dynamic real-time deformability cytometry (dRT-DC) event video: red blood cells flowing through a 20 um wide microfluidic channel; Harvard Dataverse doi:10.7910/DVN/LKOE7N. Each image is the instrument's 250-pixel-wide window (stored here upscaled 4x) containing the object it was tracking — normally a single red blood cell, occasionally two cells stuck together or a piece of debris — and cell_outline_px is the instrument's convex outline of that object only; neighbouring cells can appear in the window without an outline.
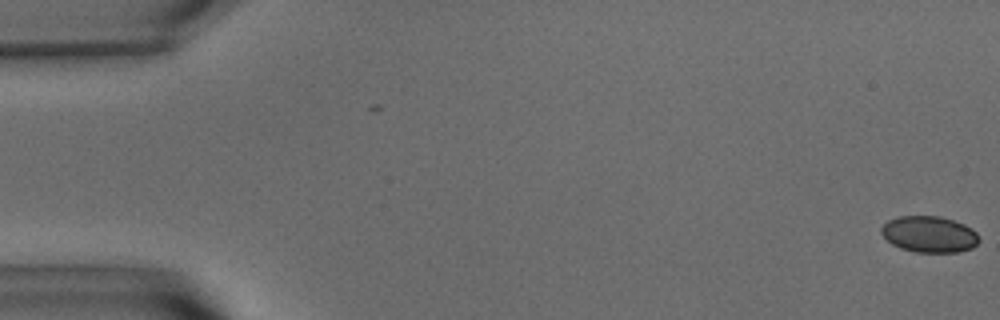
{"species": "common noctule bat (a hibernating species)", "species_latin": "Nyctalus noctula", "temperature_condition": "warm", "stored_images_in_passage": 2, "camera_frame_rate_fps": 3000, "um_per_image_px": 0.085, "animal": {"sex": "male", "body_mass_g": 15.6}, "frame": {"image": 1, "passage_image": 2, "time_ms": 0.333, "image_size_px": [1000, 320], "cell_outline_px": [[980, 240], [972, 248], [956, 252], [916, 252], [900, 248], [892, 244], [880, 232], [880, 228], [888, 220], [900, 216], [940, 216], [964, 224], [972, 228], [980, 236]], "centroid_in_image_um": [79.0, 19.91], "position_along_channel_um": 6.0, "area_um2": 20.69}}